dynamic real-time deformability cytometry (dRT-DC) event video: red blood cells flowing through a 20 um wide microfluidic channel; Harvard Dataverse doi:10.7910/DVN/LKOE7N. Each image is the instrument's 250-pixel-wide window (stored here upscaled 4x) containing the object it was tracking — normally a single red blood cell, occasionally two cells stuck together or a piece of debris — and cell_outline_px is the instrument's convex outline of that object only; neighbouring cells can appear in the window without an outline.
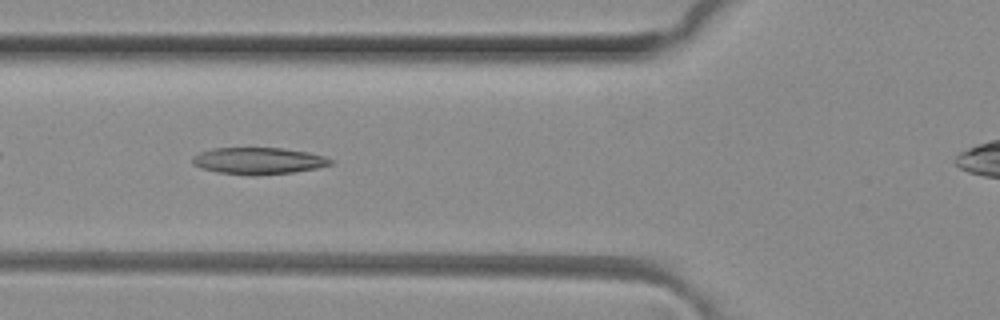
{"species": "common noctule bat (a hibernating species)", "species_latin": "Nyctalus noctula", "temperature_condition": "room temperature", "stored_images_in_passage": 33, "camera_frame_rate_fps": 3000, "um_per_image_px": 0.085, "animal": {"sex": "female", "body_mass_g": 29.2, "forearm_length_mm": 56.3}, "frame": {"image": 1, "passage_image": 6, "time_ms": 1.667, "image_size_px": [1000, 320], "cell_outline_px": [[336, 164], [316, 168], [292, 172], [256, 176], [248, 176], [216, 172], [200, 168], [192, 164], [192, 156], [200, 152], [212, 148], [284, 148], [308, 152], [324, 156], [336, 160]], "centroid_in_image_um": [21.98, 13.68], "position_along_channel_um": 103.8, "area_um2": 21.96}}
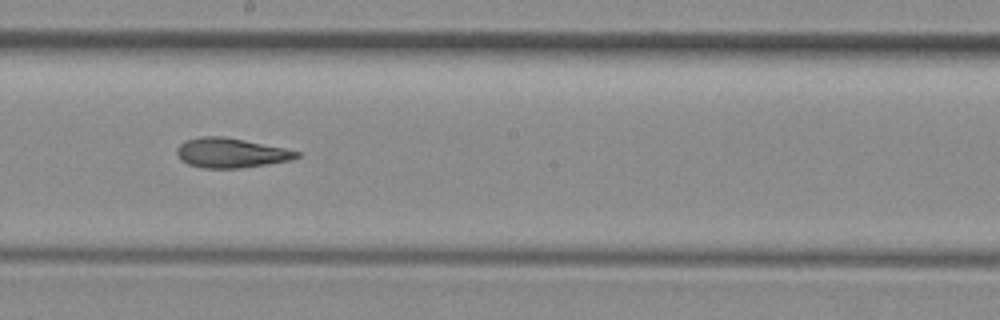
{"frame": {"image": 2, "passage_image": 15, "time_ms": 4.667, "image_size_px": [1000, 320], "cell_outline_px": [[300, 156], [292, 160], [268, 164], [240, 168], [200, 168], [188, 164], [180, 160], [176, 152], [176, 148], [184, 140], [200, 136], [224, 136], [284, 148], [300, 152]], "centroid_in_image_um": [19.59, 13.0], "position_along_channel_um": 228.6, "area_um2": 20.87}}
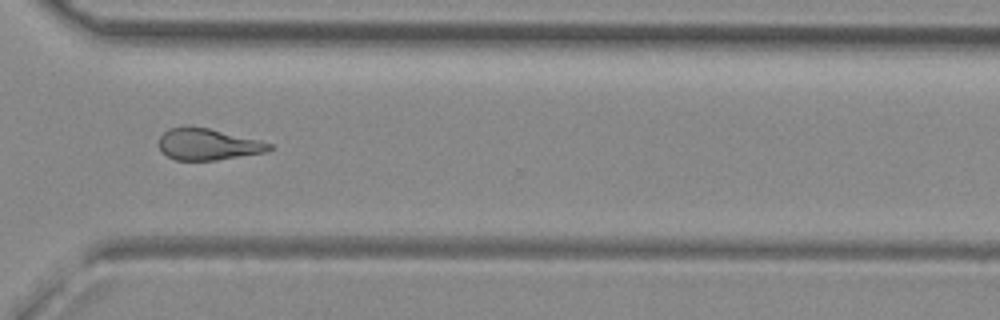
{"frame": {"image": 3, "passage_image": 24, "time_ms": 7.667, "image_size_px": [1000, 320], "cell_outline_px": [[272, 148], [264, 152], [216, 160], [176, 160], [168, 156], [160, 148], [160, 136], [168, 128], [184, 124], [208, 128], [260, 140], [272, 144]], "centroid_in_image_um": [17.64, 12.24], "position_along_channel_um": 353.0, "area_um2": 20.23}, "authors_computed_cell_mechanics": {"area_um2": 20.8658, "velocity_mm_per_s": 4.1525, "shape_relaxation_time_tau1_ms": null, "shape_relaxation_time_tau2_ms": 6.165, "deformation_change_tau1": null, "deformation_change_tau2": 0.1775}}